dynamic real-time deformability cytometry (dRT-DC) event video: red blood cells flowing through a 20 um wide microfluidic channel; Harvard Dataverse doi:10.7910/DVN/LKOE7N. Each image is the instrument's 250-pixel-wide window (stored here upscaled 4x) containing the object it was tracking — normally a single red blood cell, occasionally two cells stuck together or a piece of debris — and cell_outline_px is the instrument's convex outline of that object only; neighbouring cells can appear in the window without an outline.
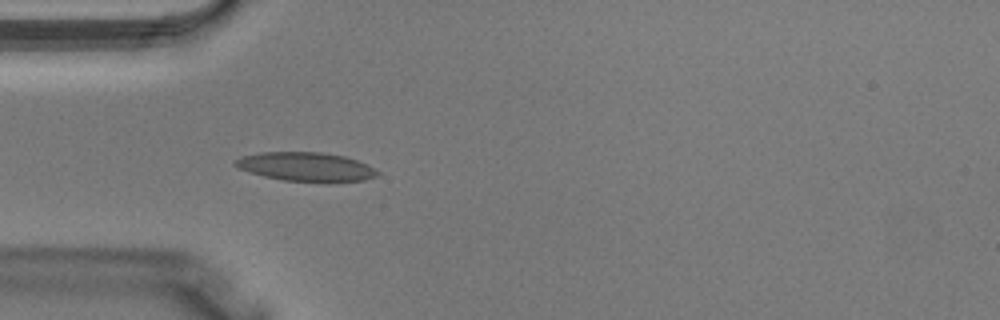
{"species": "Egyptian fruit bat (a non-hibernating species)", "species_latin": "Rousettus aegyptiacus", "temperature_condition": "warm", "stored_images_in_passage": 32, "camera_frame_rate_fps": 3000, "um_per_image_px": 0.085, "animal": {"sex": "male"}, "frame": {"image": 1, "passage_image": 6, "time_ms": 1.667, "image_size_px": [1000, 320], "cell_outline_px": [[380, 176], [364, 180], [328, 184], [284, 180], [264, 176], [240, 168], [232, 160], [240, 156], [260, 152], [324, 152], [344, 156], [356, 160], [380, 172]], "centroid_in_image_um": [26.06, 14.2], "position_along_channel_um": 58.9, "area_um2": 24.39}}
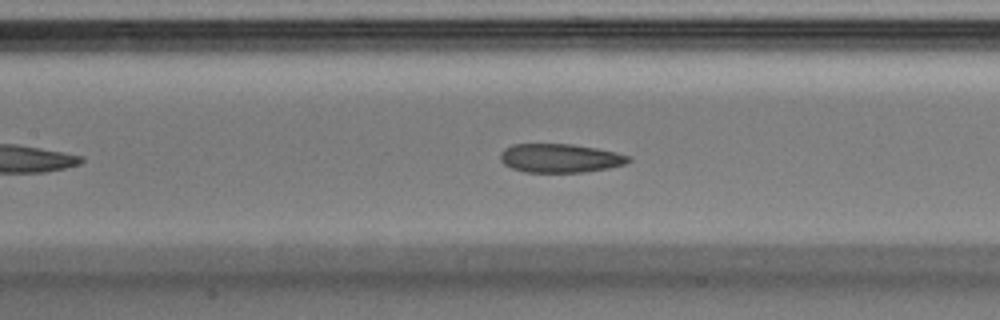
{"frame": {"image": 2, "passage_image": 12, "time_ms": 3.667, "image_size_px": [1000, 320], "cell_outline_px": [[632, 160], [624, 164], [608, 168], [584, 172], [524, 172], [512, 168], [504, 164], [500, 160], [500, 152], [504, 148], [512, 144], [572, 144], [596, 148], [616, 152], [632, 156]], "centroid_in_image_um": [47.6, 13.44], "position_along_channel_um": 159.8, "area_um2": 21.62}}
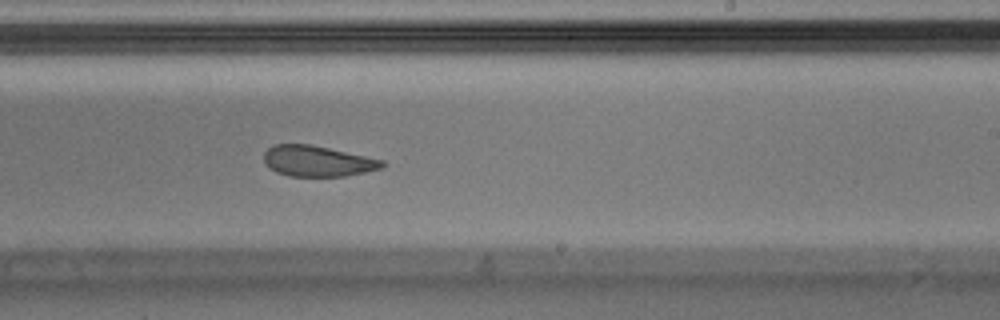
{"frame": {"image": 3, "passage_image": 18, "time_ms": 5.667, "image_size_px": [1000, 320], "cell_outline_px": [[384, 168], [344, 176], [288, 176], [276, 172], [264, 160], [264, 152], [268, 148], [276, 144], [312, 144], [384, 160]], "centroid_in_image_um": [27.01, 13.69], "position_along_channel_um": 262.0, "area_um2": 21.1}}